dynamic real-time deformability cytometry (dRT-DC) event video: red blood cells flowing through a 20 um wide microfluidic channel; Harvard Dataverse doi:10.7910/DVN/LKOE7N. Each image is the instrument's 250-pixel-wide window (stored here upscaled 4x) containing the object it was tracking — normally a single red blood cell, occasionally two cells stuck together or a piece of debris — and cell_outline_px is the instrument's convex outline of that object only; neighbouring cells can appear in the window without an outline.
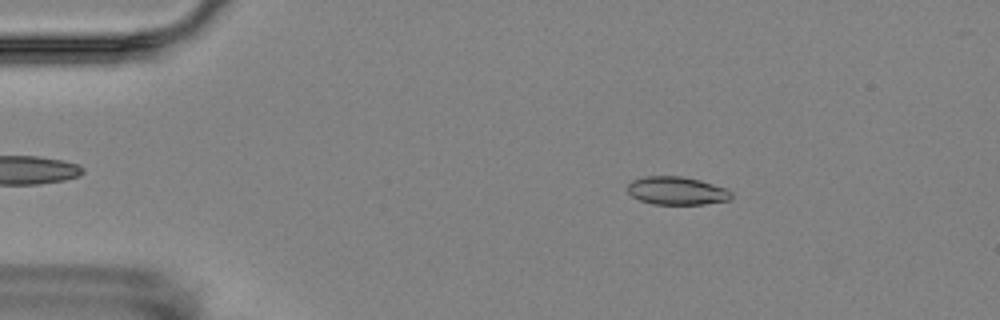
{"species": "Egyptian fruit bat (a non-hibernating species)", "species_latin": "Rousettus aegyptiacus", "temperature_condition": "room temperature", "stored_images_in_passage": 5, "camera_frame_rate_fps": 3000, "um_per_image_px": 0.085, "animal": {"sex": "female"}, "frame": {"image": 1, "passage_image": 2, "time_ms": 1.333, "image_size_px": [1000, 320], "cell_outline_px": [[732, 196], [728, 200], [704, 204], [652, 204], [640, 200], [632, 196], [628, 192], [628, 184], [632, 180], [644, 176], [680, 176], [700, 180], [724, 188], [732, 192]], "centroid_in_image_um": [57.5, 16.21], "position_along_channel_um": 27.5, "area_um2": 16.88}}